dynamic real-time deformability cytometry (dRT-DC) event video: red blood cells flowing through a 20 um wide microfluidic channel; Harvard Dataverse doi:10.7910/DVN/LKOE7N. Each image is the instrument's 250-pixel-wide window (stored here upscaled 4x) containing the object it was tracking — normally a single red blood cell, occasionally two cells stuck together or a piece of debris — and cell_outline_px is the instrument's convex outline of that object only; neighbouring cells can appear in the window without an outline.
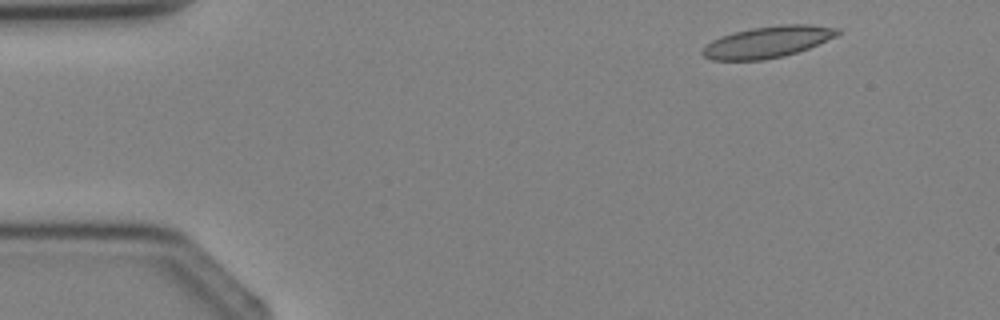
{"species": "Egyptian fruit bat (a non-hibernating species)", "species_latin": "Rousettus aegyptiacus", "temperature_condition": "cold", "stored_images_in_passage": 3, "camera_frame_rate_fps": 3000, "um_per_image_px": 0.085, "animal": {"sex": "female"}, "frame": {"image": 1, "passage_image": 1, "time_ms": 0.0, "image_size_px": [1000, 320], "cell_outline_px": [[844, 32], [836, 36], [808, 48], [784, 56], [764, 60], [712, 60], [704, 56], [700, 52], [712, 40], [736, 32], [752, 28], [780, 24], [808, 24], [840, 28]], "centroid_in_image_um": [65.3, 3.56], "position_along_channel_um": 19.7, "area_um2": 24.62}}
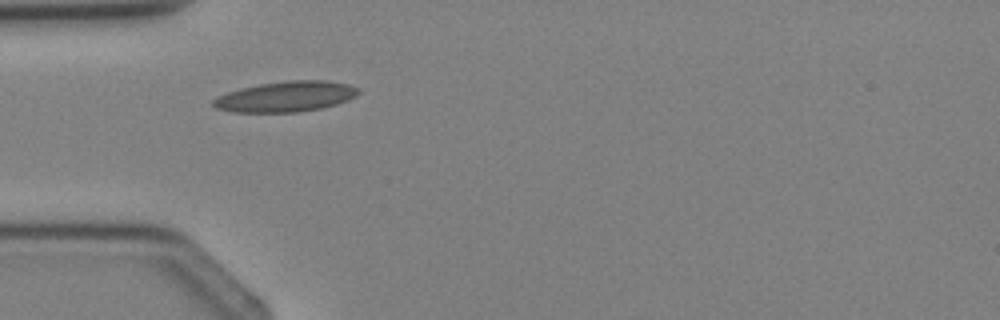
{"frame": {"image": 2, "passage_image": 3, "time_ms": 2.333, "image_size_px": [1000, 320], "cell_outline_px": [[360, 92], [356, 96], [348, 100], [336, 104], [320, 108], [296, 112], [232, 112], [216, 108], [212, 104], [212, 100], [228, 92], [240, 88], [260, 84], [288, 80], [328, 80], [348, 84], [360, 88]], "centroid_in_image_um": [24.33, 8.2], "position_along_channel_um": 60.7, "area_um2": 25.78}}